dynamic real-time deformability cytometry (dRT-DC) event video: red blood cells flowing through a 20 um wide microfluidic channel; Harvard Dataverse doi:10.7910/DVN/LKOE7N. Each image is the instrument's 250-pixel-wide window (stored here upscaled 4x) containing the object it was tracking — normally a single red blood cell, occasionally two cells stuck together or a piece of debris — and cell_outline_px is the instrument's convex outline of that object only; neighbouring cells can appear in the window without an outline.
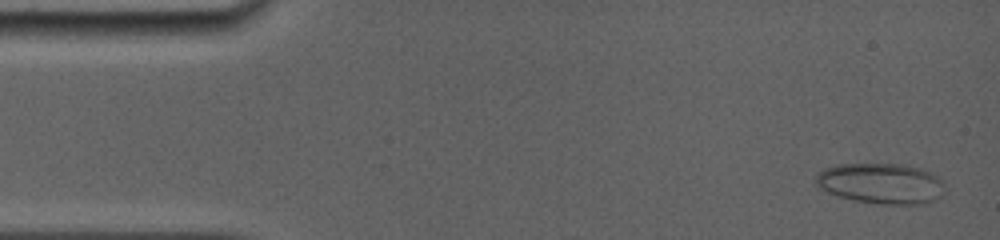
{"species": "common noctule bat (a hibernating species)", "species_latin": "Nyctalus noctula", "temperature_condition": "room temperature", "stored_images_in_passage": 49, "camera_frame_rate_fps": 5000, "um_per_image_px": 0.085, "animal": {"sex": "female", "body_mass_g": 19.0, "forearm_length_mm": 56.7}, "frame": {"image": 1, "passage_image": 2, "time_ms": 0.4, "image_size_px": [1000, 240], "cell_outline_px": [[944, 192], [936, 200], [924, 204], [880, 204], [852, 200], [828, 192], [820, 188], [816, 184], [816, 176], [824, 168], [840, 164], [900, 164], [920, 168], [936, 176], [944, 184]], "centroid_in_image_um": [74.9, 15.6], "position_along_channel_um": 10.1, "area_um2": 30.4}}
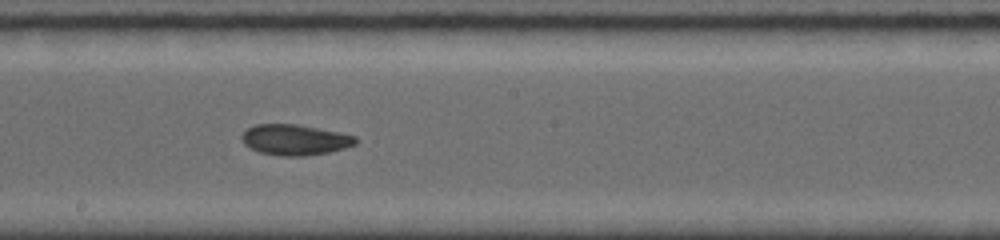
{"frame": {"image": 2, "passage_image": 27, "time_ms": 8.6, "image_size_px": [1000, 240], "cell_outline_px": [[356, 144], [344, 148], [328, 152], [304, 156], [284, 156], [260, 152], [244, 144], [240, 140], [240, 136], [248, 128], [256, 124], [296, 124], [340, 132], [356, 136]], "centroid_in_image_um": [25.05, 11.87], "position_along_channel_um": 223.1, "area_um2": 20.23}}
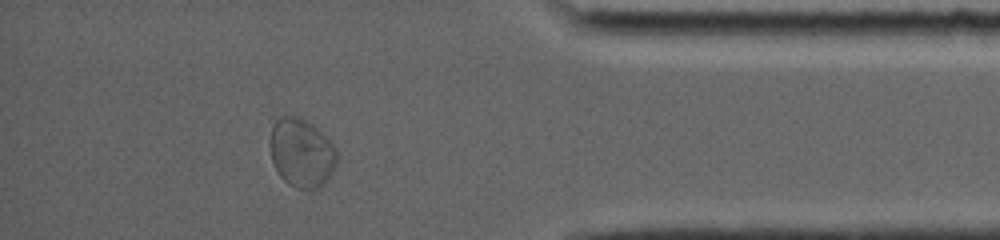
{"frame": {"image": 3, "passage_image": 43, "time_ms": 13.8, "image_size_px": [1000, 240], "cell_outline_px": [[336, 164], [332, 172], [324, 184], [316, 188], [296, 188], [288, 184], [280, 176], [272, 160], [272, 124], [280, 116], [300, 116], [312, 124], [336, 148]], "centroid_in_image_um": [25.64, 12.99], "position_along_channel_um": 409.6, "area_um2": 26.24}, "authors_computed_cell_mechanics": {"area_um2": 21.6172, "velocity_mm_per_s": 3.9154, "shape_relaxation_time_tau1_ms": 6.2058, "shape_relaxation_time_tau2_ms": 2.0801, "deformation_change_tau1": 0.1455, "deformation_change_tau2": 0.0578}}